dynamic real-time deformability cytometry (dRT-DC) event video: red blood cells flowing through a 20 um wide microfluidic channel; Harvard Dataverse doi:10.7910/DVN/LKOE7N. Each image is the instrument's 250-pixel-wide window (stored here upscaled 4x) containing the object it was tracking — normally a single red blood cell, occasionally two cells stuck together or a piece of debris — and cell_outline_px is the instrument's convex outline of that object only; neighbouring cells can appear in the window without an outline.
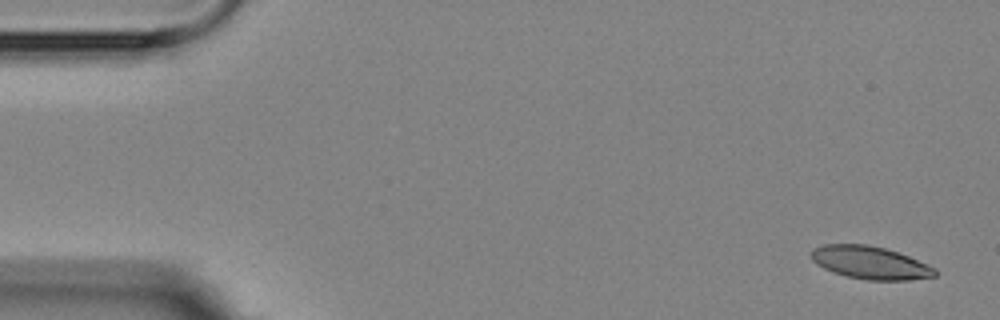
{"species": "Egyptian fruit bat (a non-hibernating species)", "species_latin": "Rousettus aegyptiacus", "temperature_condition": "room temperature", "stored_images_in_passage": 9, "camera_frame_rate_fps": 3000, "um_per_image_px": 0.085, "animal": {"sex": "female"}, "frame": {"image": 1, "passage_image": 1, "time_ms": 0.0, "image_size_px": [1000, 320], "cell_outline_px": [[936, 276], [908, 280], [868, 280], [848, 276], [832, 272], [816, 264], [812, 260], [812, 248], [824, 244], [864, 244], [884, 248], [908, 256], [936, 268]], "centroid_in_image_um": [73.95, 22.33], "position_along_channel_um": 11.1, "area_um2": 23.47}}
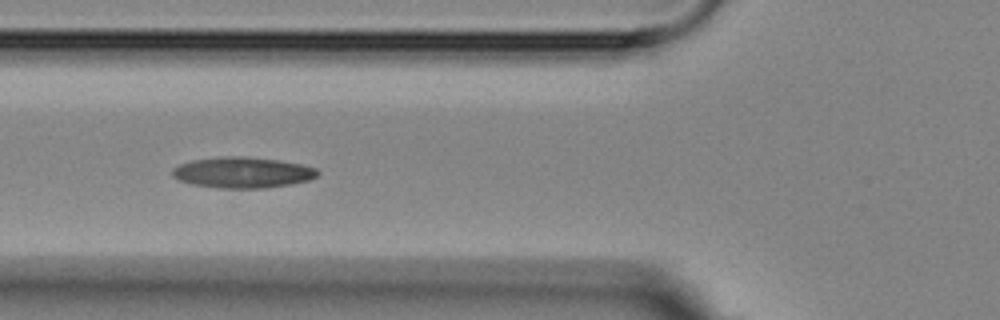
{"frame": {"image": 2, "passage_image": 6, "time_ms": 6.0, "image_size_px": [1000, 320], "cell_outline_px": [[320, 172], [316, 176], [308, 180], [292, 184], [268, 188], [220, 188], [192, 184], [180, 180], [172, 176], [172, 168], [180, 164], [192, 160], [224, 156], [248, 156], [276, 160], [300, 164], [316, 168]], "centroid_in_image_um": [20.61, 14.66], "position_along_channel_um": 105.2, "area_um2": 26.13}}
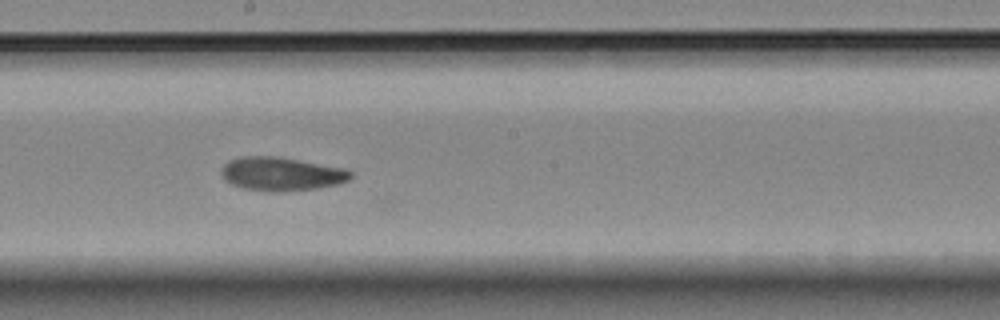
{"frame": {"image": 3, "passage_image": 9, "time_ms": 9.333, "image_size_px": [1000, 320], "cell_outline_px": [[352, 176], [348, 180], [336, 184], [316, 188], [276, 192], [268, 192], [244, 188], [232, 184], [224, 180], [220, 172], [224, 164], [228, 160], [240, 156], [276, 156], [348, 168], [352, 172]], "centroid_in_image_um": [23.9, 14.77], "position_along_channel_um": 224.3, "area_um2": 25.49}}